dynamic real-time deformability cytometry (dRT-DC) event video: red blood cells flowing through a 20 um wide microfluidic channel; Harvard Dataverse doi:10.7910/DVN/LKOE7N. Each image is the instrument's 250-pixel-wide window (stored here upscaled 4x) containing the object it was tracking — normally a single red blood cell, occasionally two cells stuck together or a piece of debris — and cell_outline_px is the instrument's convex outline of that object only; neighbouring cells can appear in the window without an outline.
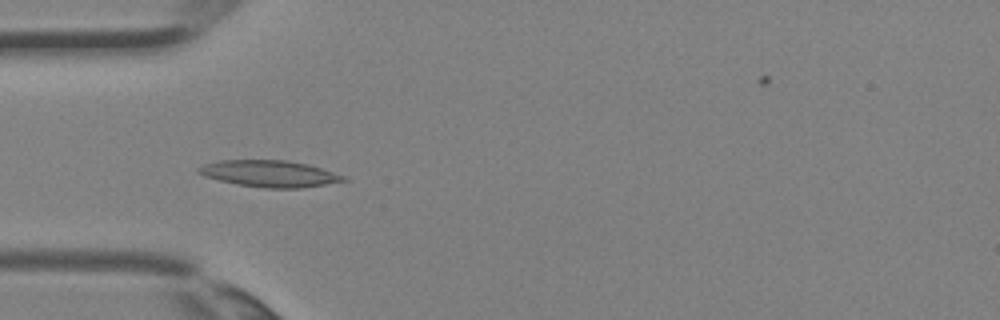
{"species": "Egyptian fruit bat (a non-hibernating species)", "species_latin": "Rousettus aegyptiacus", "temperature_condition": "room temperature", "stored_images_in_passage": 2, "camera_frame_rate_fps": 3000, "um_per_image_px": 0.085, "animal": {"sex": "female"}, "frame": {"image": 1, "passage_image": 2, "time_ms": 0.333, "image_size_px": [1000, 320], "cell_outline_px": [[348, 180], [300, 188], [264, 188], [236, 184], [204, 176], [196, 172], [196, 168], [204, 164], [220, 160], [288, 160], [308, 164], [348, 176]], "centroid_in_image_um": [22.91, 14.75], "position_along_channel_um": 62.1, "area_um2": 22.54}}